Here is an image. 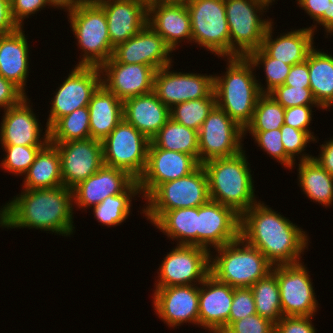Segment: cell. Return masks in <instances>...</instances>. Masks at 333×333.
Wrapping results in <instances>:
<instances>
[{"label":"cell","instance_id":"obj_6","mask_svg":"<svg viewBox=\"0 0 333 333\" xmlns=\"http://www.w3.org/2000/svg\"><path fill=\"white\" fill-rule=\"evenodd\" d=\"M71 31L81 51V60L76 66L100 67L108 61L114 51L108 34V23L104 9L95 1H83L67 13Z\"/></svg>","mask_w":333,"mask_h":333},{"label":"cell","instance_id":"obj_57","mask_svg":"<svg viewBox=\"0 0 333 333\" xmlns=\"http://www.w3.org/2000/svg\"><path fill=\"white\" fill-rule=\"evenodd\" d=\"M175 1H182V0H144V2L149 6L155 3L160 2H175Z\"/></svg>","mask_w":333,"mask_h":333},{"label":"cell","instance_id":"obj_59","mask_svg":"<svg viewBox=\"0 0 333 333\" xmlns=\"http://www.w3.org/2000/svg\"><path fill=\"white\" fill-rule=\"evenodd\" d=\"M268 1L274 4L276 0H268Z\"/></svg>","mask_w":333,"mask_h":333},{"label":"cell","instance_id":"obj_20","mask_svg":"<svg viewBox=\"0 0 333 333\" xmlns=\"http://www.w3.org/2000/svg\"><path fill=\"white\" fill-rule=\"evenodd\" d=\"M30 101L27 95L17 105L4 110L0 124L1 145L46 146L50 142L49 128L46 125L42 132L39 116Z\"/></svg>","mask_w":333,"mask_h":333},{"label":"cell","instance_id":"obj_39","mask_svg":"<svg viewBox=\"0 0 333 333\" xmlns=\"http://www.w3.org/2000/svg\"><path fill=\"white\" fill-rule=\"evenodd\" d=\"M285 108L270 94H262L257 101L250 123L244 131H270L284 124Z\"/></svg>","mask_w":333,"mask_h":333},{"label":"cell","instance_id":"obj_28","mask_svg":"<svg viewBox=\"0 0 333 333\" xmlns=\"http://www.w3.org/2000/svg\"><path fill=\"white\" fill-rule=\"evenodd\" d=\"M23 30V27H18L9 34L0 35V74L26 95L30 45Z\"/></svg>","mask_w":333,"mask_h":333},{"label":"cell","instance_id":"obj_48","mask_svg":"<svg viewBox=\"0 0 333 333\" xmlns=\"http://www.w3.org/2000/svg\"><path fill=\"white\" fill-rule=\"evenodd\" d=\"M314 107L323 110L319 105H303L286 108L284 124L302 131H306L315 140V143H317L318 140L315 138L316 136L314 135V132H312L310 127H308L311 121H313L312 113L315 111H312V108Z\"/></svg>","mask_w":333,"mask_h":333},{"label":"cell","instance_id":"obj_41","mask_svg":"<svg viewBox=\"0 0 333 333\" xmlns=\"http://www.w3.org/2000/svg\"><path fill=\"white\" fill-rule=\"evenodd\" d=\"M247 58L252 62L255 69H258V67L260 69L261 66L263 67L266 87L261 84L262 82L259 79L257 80L262 94H269L277 86L285 83L287 75L291 69L290 65L269 57L261 48L252 51Z\"/></svg>","mask_w":333,"mask_h":333},{"label":"cell","instance_id":"obj_51","mask_svg":"<svg viewBox=\"0 0 333 333\" xmlns=\"http://www.w3.org/2000/svg\"><path fill=\"white\" fill-rule=\"evenodd\" d=\"M11 16L18 27H24V19L29 18L49 6L47 0H10Z\"/></svg>","mask_w":333,"mask_h":333},{"label":"cell","instance_id":"obj_5","mask_svg":"<svg viewBox=\"0 0 333 333\" xmlns=\"http://www.w3.org/2000/svg\"><path fill=\"white\" fill-rule=\"evenodd\" d=\"M214 250L210 251V274L233 288H250L272 272L274 266L241 237Z\"/></svg>","mask_w":333,"mask_h":333},{"label":"cell","instance_id":"obj_34","mask_svg":"<svg viewBox=\"0 0 333 333\" xmlns=\"http://www.w3.org/2000/svg\"><path fill=\"white\" fill-rule=\"evenodd\" d=\"M198 207L166 211L154 224L177 245L197 246Z\"/></svg>","mask_w":333,"mask_h":333},{"label":"cell","instance_id":"obj_32","mask_svg":"<svg viewBox=\"0 0 333 333\" xmlns=\"http://www.w3.org/2000/svg\"><path fill=\"white\" fill-rule=\"evenodd\" d=\"M313 48L308 54L310 90L317 104L327 111L333 106V55Z\"/></svg>","mask_w":333,"mask_h":333},{"label":"cell","instance_id":"obj_8","mask_svg":"<svg viewBox=\"0 0 333 333\" xmlns=\"http://www.w3.org/2000/svg\"><path fill=\"white\" fill-rule=\"evenodd\" d=\"M145 200L140 213L151 224L166 211L200 207L210 200L207 173L200 164L190 174L160 184Z\"/></svg>","mask_w":333,"mask_h":333},{"label":"cell","instance_id":"obj_33","mask_svg":"<svg viewBox=\"0 0 333 333\" xmlns=\"http://www.w3.org/2000/svg\"><path fill=\"white\" fill-rule=\"evenodd\" d=\"M298 185L311 201L328 208L333 205V176L311 158L298 162Z\"/></svg>","mask_w":333,"mask_h":333},{"label":"cell","instance_id":"obj_36","mask_svg":"<svg viewBox=\"0 0 333 333\" xmlns=\"http://www.w3.org/2000/svg\"><path fill=\"white\" fill-rule=\"evenodd\" d=\"M158 148L192 155L198 161V131L169 118L151 140Z\"/></svg>","mask_w":333,"mask_h":333},{"label":"cell","instance_id":"obj_16","mask_svg":"<svg viewBox=\"0 0 333 333\" xmlns=\"http://www.w3.org/2000/svg\"><path fill=\"white\" fill-rule=\"evenodd\" d=\"M59 152L63 186L73 189L96 173L103 165L102 141L85 139L69 142H50Z\"/></svg>","mask_w":333,"mask_h":333},{"label":"cell","instance_id":"obj_54","mask_svg":"<svg viewBox=\"0 0 333 333\" xmlns=\"http://www.w3.org/2000/svg\"><path fill=\"white\" fill-rule=\"evenodd\" d=\"M17 28L11 16L10 0H0V35L9 34Z\"/></svg>","mask_w":333,"mask_h":333},{"label":"cell","instance_id":"obj_29","mask_svg":"<svg viewBox=\"0 0 333 333\" xmlns=\"http://www.w3.org/2000/svg\"><path fill=\"white\" fill-rule=\"evenodd\" d=\"M170 118V109L154 92L123 101V119L150 141Z\"/></svg>","mask_w":333,"mask_h":333},{"label":"cell","instance_id":"obj_45","mask_svg":"<svg viewBox=\"0 0 333 333\" xmlns=\"http://www.w3.org/2000/svg\"><path fill=\"white\" fill-rule=\"evenodd\" d=\"M280 131L284 150L294 162L296 161L295 158H298L299 161L313 158L311 154L304 152L310 142H315L306 131L296 129L286 124L282 125Z\"/></svg>","mask_w":333,"mask_h":333},{"label":"cell","instance_id":"obj_56","mask_svg":"<svg viewBox=\"0 0 333 333\" xmlns=\"http://www.w3.org/2000/svg\"><path fill=\"white\" fill-rule=\"evenodd\" d=\"M84 0H47L48 5L52 8L63 9L69 13L77 8Z\"/></svg>","mask_w":333,"mask_h":333},{"label":"cell","instance_id":"obj_19","mask_svg":"<svg viewBox=\"0 0 333 333\" xmlns=\"http://www.w3.org/2000/svg\"><path fill=\"white\" fill-rule=\"evenodd\" d=\"M153 292L154 312L168 327L184 323L199 327V285L155 287Z\"/></svg>","mask_w":333,"mask_h":333},{"label":"cell","instance_id":"obj_40","mask_svg":"<svg viewBox=\"0 0 333 333\" xmlns=\"http://www.w3.org/2000/svg\"><path fill=\"white\" fill-rule=\"evenodd\" d=\"M216 105V95L189 100L174 105L170 109V118L177 123L199 132L201 125Z\"/></svg>","mask_w":333,"mask_h":333},{"label":"cell","instance_id":"obj_38","mask_svg":"<svg viewBox=\"0 0 333 333\" xmlns=\"http://www.w3.org/2000/svg\"><path fill=\"white\" fill-rule=\"evenodd\" d=\"M88 106L59 118L50 128V142H69L91 138Z\"/></svg>","mask_w":333,"mask_h":333},{"label":"cell","instance_id":"obj_52","mask_svg":"<svg viewBox=\"0 0 333 333\" xmlns=\"http://www.w3.org/2000/svg\"><path fill=\"white\" fill-rule=\"evenodd\" d=\"M25 95L16 85L11 81L6 80L0 74V110L8 109L9 107L17 105Z\"/></svg>","mask_w":333,"mask_h":333},{"label":"cell","instance_id":"obj_31","mask_svg":"<svg viewBox=\"0 0 333 333\" xmlns=\"http://www.w3.org/2000/svg\"><path fill=\"white\" fill-rule=\"evenodd\" d=\"M22 189H45L63 186L61 161L57 147L50 142L37 154L23 177Z\"/></svg>","mask_w":333,"mask_h":333},{"label":"cell","instance_id":"obj_49","mask_svg":"<svg viewBox=\"0 0 333 333\" xmlns=\"http://www.w3.org/2000/svg\"><path fill=\"white\" fill-rule=\"evenodd\" d=\"M223 333H275V324L256 313L234 321Z\"/></svg>","mask_w":333,"mask_h":333},{"label":"cell","instance_id":"obj_17","mask_svg":"<svg viewBox=\"0 0 333 333\" xmlns=\"http://www.w3.org/2000/svg\"><path fill=\"white\" fill-rule=\"evenodd\" d=\"M199 165L192 155L158 148L151 141L145 170L138 179L142 199L145 200L160 184L184 177Z\"/></svg>","mask_w":333,"mask_h":333},{"label":"cell","instance_id":"obj_37","mask_svg":"<svg viewBox=\"0 0 333 333\" xmlns=\"http://www.w3.org/2000/svg\"><path fill=\"white\" fill-rule=\"evenodd\" d=\"M250 289L253 292L256 313L276 324L283 317L276 275L270 272L254 283Z\"/></svg>","mask_w":333,"mask_h":333},{"label":"cell","instance_id":"obj_7","mask_svg":"<svg viewBox=\"0 0 333 333\" xmlns=\"http://www.w3.org/2000/svg\"><path fill=\"white\" fill-rule=\"evenodd\" d=\"M224 4L230 33V57H247L261 48L264 35L273 22L268 16V19L262 17L272 3L268 0H224Z\"/></svg>","mask_w":333,"mask_h":333},{"label":"cell","instance_id":"obj_12","mask_svg":"<svg viewBox=\"0 0 333 333\" xmlns=\"http://www.w3.org/2000/svg\"><path fill=\"white\" fill-rule=\"evenodd\" d=\"M243 137L244 129L215 105L198 132V162L237 155L244 150Z\"/></svg>","mask_w":333,"mask_h":333},{"label":"cell","instance_id":"obj_25","mask_svg":"<svg viewBox=\"0 0 333 333\" xmlns=\"http://www.w3.org/2000/svg\"><path fill=\"white\" fill-rule=\"evenodd\" d=\"M134 181L126 171L103 165L73 188L74 206L80 210L91 209L108 196L123 193Z\"/></svg>","mask_w":333,"mask_h":333},{"label":"cell","instance_id":"obj_15","mask_svg":"<svg viewBox=\"0 0 333 333\" xmlns=\"http://www.w3.org/2000/svg\"><path fill=\"white\" fill-rule=\"evenodd\" d=\"M173 64L158 69L153 92L169 109L174 105L209 97L214 93V74L185 73L171 70Z\"/></svg>","mask_w":333,"mask_h":333},{"label":"cell","instance_id":"obj_23","mask_svg":"<svg viewBox=\"0 0 333 333\" xmlns=\"http://www.w3.org/2000/svg\"><path fill=\"white\" fill-rule=\"evenodd\" d=\"M147 23L172 51L178 50L185 40L193 45L190 14L184 0L149 5Z\"/></svg>","mask_w":333,"mask_h":333},{"label":"cell","instance_id":"obj_42","mask_svg":"<svg viewBox=\"0 0 333 333\" xmlns=\"http://www.w3.org/2000/svg\"><path fill=\"white\" fill-rule=\"evenodd\" d=\"M5 152L1 169L15 176H22L35 161L38 152L45 146L0 145Z\"/></svg>","mask_w":333,"mask_h":333},{"label":"cell","instance_id":"obj_26","mask_svg":"<svg viewBox=\"0 0 333 333\" xmlns=\"http://www.w3.org/2000/svg\"><path fill=\"white\" fill-rule=\"evenodd\" d=\"M234 288L211 274L199 285V328L224 332L228 328Z\"/></svg>","mask_w":333,"mask_h":333},{"label":"cell","instance_id":"obj_55","mask_svg":"<svg viewBox=\"0 0 333 333\" xmlns=\"http://www.w3.org/2000/svg\"><path fill=\"white\" fill-rule=\"evenodd\" d=\"M313 159L333 176V138L320 145L318 156H313Z\"/></svg>","mask_w":333,"mask_h":333},{"label":"cell","instance_id":"obj_3","mask_svg":"<svg viewBox=\"0 0 333 333\" xmlns=\"http://www.w3.org/2000/svg\"><path fill=\"white\" fill-rule=\"evenodd\" d=\"M225 74H214L216 105L240 127L250 123L258 98L262 95L256 69L247 57H226ZM255 71V72H254Z\"/></svg>","mask_w":333,"mask_h":333},{"label":"cell","instance_id":"obj_44","mask_svg":"<svg viewBox=\"0 0 333 333\" xmlns=\"http://www.w3.org/2000/svg\"><path fill=\"white\" fill-rule=\"evenodd\" d=\"M299 8L304 10L316 23L309 28L316 33L317 25L322 26L325 35H333V3L330 0H296ZM316 30V31H315Z\"/></svg>","mask_w":333,"mask_h":333},{"label":"cell","instance_id":"obj_11","mask_svg":"<svg viewBox=\"0 0 333 333\" xmlns=\"http://www.w3.org/2000/svg\"><path fill=\"white\" fill-rule=\"evenodd\" d=\"M154 287L200 285L210 275V251L176 245L161 261Z\"/></svg>","mask_w":333,"mask_h":333},{"label":"cell","instance_id":"obj_1","mask_svg":"<svg viewBox=\"0 0 333 333\" xmlns=\"http://www.w3.org/2000/svg\"><path fill=\"white\" fill-rule=\"evenodd\" d=\"M73 209V189L65 186L22 189L1 206L0 228H35L70 237L75 232Z\"/></svg>","mask_w":333,"mask_h":333},{"label":"cell","instance_id":"obj_30","mask_svg":"<svg viewBox=\"0 0 333 333\" xmlns=\"http://www.w3.org/2000/svg\"><path fill=\"white\" fill-rule=\"evenodd\" d=\"M91 138L103 141L123 119V101L102 84L89 105Z\"/></svg>","mask_w":333,"mask_h":333},{"label":"cell","instance_id":"obj_10","mask_svg":"<svg viewBox=\"0 0 333 333\" xmlns=\"http://www.w3.org/2000/svg\"><path fill=\"white\" fill-rule=\"evenodd\" d=\"M150 142L122 119L102 141L104 165L126 171L138 181L146 167Z\"/></svg>","mask_w":333,"mask_h":333},{"label":"cell","instance_id":"obj_22","mask_svg":"<svg viewBox=\"0 0 333 333\" xmlns=\"http://www.w3.org/2000/svg\"><path fill=\"white\" fill-rule=\"evenodd\" d=\"M172 52L165 40L147 23L138 34L117 45L112 57L120 63L148 65L157 71L172 64Z\"/></svg>","mask_w":333,"mask_h":333},{"label":"cell","instance_id":"obj_46","mask_svg":"<svg viewBox=\"0 0 333 333\" xmlns=\"http://www.w3.org/2000/svg\"><path fill=\"white\" fill-rule=\"evenodd\" d=\"M269 94L285 109L294 106L318 105L310 88L293 87L283 84L277 86Z\"/></svg>","mask_w":333,"mask_h":333},{"label":"cell","instance_id":"obj_2","mask_svg":"<svg viewBox=\"0 0 333 333\" xmlns=\"http://www.w3.org/2000/svg\"><path fill=\"white\" fill-rule=\"evenodd\" d=\"M277 212L259 200L240 215V237L273 265L302 262L308 250V234Z\"/></svg>","mask_w":333,"mask_h":333},{"label":"cell","instance_id":"obj_4","mask_svg":"<svg viewBox=\"0 0 333 333\" xmlns=\"http://www.w3.org/2000/svg\"><path fill=\"white\" fill-rule=\"evenodd\" d=\"M245 152L202 164L208 177L210 200L233 208L239 215L259 201Z\"/></svg>","mask_w":333,"mask_h":333},{"label":"cell","instance_id":"obj_14","mask_svg":"<svg viewBox=\"0 0 333 333\" xmlns=\"http://www.w3.org/2000/svg\"><path fill=\"white\" fill-rule=\"evenodd\" d=\"M54 92L46 122L50 128L59 118L89 105L92 94L101 85V71L97 66H76Z\"/></svg>","mask_w":333,"mask_h":333},{"label":"cell","instance_id":"obj_24","mask_svg":"<svg viewBox=\"0 0 333 333\" xmlns=\"http://www.w3.org/2000/svg\"><path fill=\"white\" fill-rule=\"evenodd\" d=\"M105 11L112 46L127 41L147 24L148 5L144 0H95Z\"/></svg>","mask_w":333,"mask_h":333},{"label":"cell","instance_id":"obj_27","mask_svg":"<svg viewBox=\"0 0 333 333\" xmlns=\"http://www.w3.org/2000/svg\"><path fill=\"white\" fill-rule=\"evenodd\" d=\"M274 21L269 25L261 49L271 58L292 66L304 62L314 46L315 33L308 27L283 32L274 38ZM273 33V35H272Z\"/></svg>","mask_w":333,"mask_h":333},{"label":"cell","instance_id":"obj_43","mask_svg":"<svg viewBox=\"0 0 333 333\" xmlns=\"http://www.w3.org/2000/svg\"><path fill=\"white\" fill-rule=\"evenodd\" d=\"M249 132L253 137L254 143H257L263 152H266L269 157L276 160L283 167L293 169L297 164L294 162L285 152L284 145L281 141V131L280 129H273L270 131H244V138Z\"/></svg>","mask_w":333,"mask_h":333},{"label":"cell","instance_id":"obj_58","mask_svg":"<svg viewBox=\"0 0 333 333\" xmlns=\"http://www.w3.org/2000/svg\"><path fill=\"white\" fill-rule=\"evenodd\" d=\"M208 333H222L220 331H208Z\"/></svg>","mask_w":333,"mask_h":333},{"label":"cell","instance_id":"obj_35","mask_svg":"<svg viewBox=\"0 0 333 333\" xmlns=\"http://www.w3.org/2000/svg\"><path fill=\"white\" fill-rule=\"evenodd\" d=\"M141 196L138 181L135 180L123 193L111 195L92 209L94 218L107 227H116L128 219L131 213L132 199ZM140 195V196H139Z\"/></svg>","mask_w":333,"mask_h":333},{"label":"cell","instance_id":"obj_9","mask_svg":"<svg viewBox=\"0 0 333 333\" xmlns=\"http://www.w3.org/2000/svg\"><path fill=\"white\" fill-rule=\"evenodd\" d=\"M190 14L192 43L217 57H230L224 0H184Z\"/></svg>","mask_w":333,"mask_h":333},{"label":"cell","instance_id":"obj_53","mask_svg":"<svg viewBox=\"0 0 333 333\" xmlns=\"http://www.w3.org/2000/svg\"><path fill=\"white\" fill-rule=\"evenodd\" d=\"M284 85L310 88L308 57L304 62L291 66Z\"/></svg>","mask_w":333,"mask_h":333},{"label":"cell","instance_id":"obj_21","mask_svg":"<svg viewBox=\"0 0 333 333\" xmlns=\"http://www.w3.org/2000/svg\"><path fill=\"white\" fill-rule=\"evenodd\" d=\"M99 68L101 84L122 101L153 92L156 70L151 66L120 63L111 57Z\"/></svg>","mask_w":333,"mask_h":333},{"label":"cell","instance_id":"obj_47","mask_svg":"<svg viewBox=\"0 0 333 333\" xmlns=\"http://www.w3.org/2000/svg\"><path fill=\"white\" fill-rule=\"evenodd\" d=\"M252 314H256V305L252 290L250 288H234L228 327L234 321L241 320Z\"/></svg>","mask_w":333,"mask_h":333},{"label":"cell","instance_id":"obj_50","mask_svg":"<svg viewBox=\"0 0 333 333\" xmlns=\"http://www.w3.org/2000/svg\"><path fill=\"white\" fill-rule=\"evenodd\" d=\"M314 316H283L275 324V333H317Z\"/></svg>","mask_w":333,"mask_h":333},{"label":"cell","instance_id":"obj_18","mask_svg":"<svg viewBox=\"0 0 333 333\" xmlns=\"http://www.w3.org/2000/svg\"><path fill=\"white\" fill-rule=\"evenodd\" d=\"M239 237L240 215L233 208L212 200L198 207L197 246L211 251Z\"/></svg>","mask_w":333,"mask_h":333},{"label":"cell","instance_id":"obj_13","mask_svg":"<svg viewBox=\"0 0 333 333\" xmlns=\"http://www.w3.org/2000/svg\"><path fill=\"white\" fill-rule=\"evenodd\" d=\"M303 264H281L272 268L279 285L283 316H315L318 312L313 282Z\"/></svg>","mask_w":333,"mask_h":333}]
</instances>
